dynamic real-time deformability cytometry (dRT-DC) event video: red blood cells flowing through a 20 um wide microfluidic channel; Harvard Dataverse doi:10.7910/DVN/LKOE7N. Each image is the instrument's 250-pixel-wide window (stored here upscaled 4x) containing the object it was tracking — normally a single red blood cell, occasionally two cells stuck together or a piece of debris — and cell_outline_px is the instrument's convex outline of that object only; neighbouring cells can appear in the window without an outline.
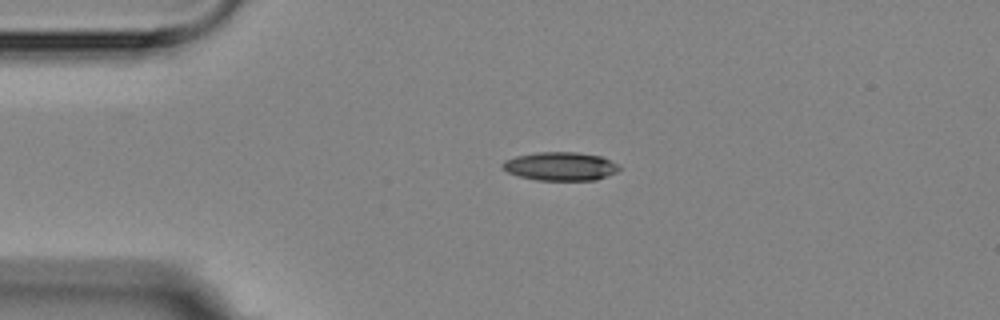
{"species": "Egyptian fruit bat (a non-hibernating species)", "species_latin": "Rousettus aegyptiacus", "temperature_condition": "room temperature", "stored_images_in_passage": 3, "camera_frame_rate_fps": 3000, "um_per_image_px": 0.085, "animal": {"sex": "female"}, "frame": {"image": 1, "passage_image": 1, "time_ms": 0.0, "image_size_px": [1000, 320], "cell_outline_px": [[620, 168], [616, 172], [596, 180], [536, 180], [520, 176], [508, 172], [500, 168], [500, 164], [504, 160], [516, 156], [536, 152], [576, 152], [600, 156], [616, 164]], "centroid_in_image_um": [47.57, 14.13], "position_along_channel_um": 37.4, "area_um2": 19.31}}